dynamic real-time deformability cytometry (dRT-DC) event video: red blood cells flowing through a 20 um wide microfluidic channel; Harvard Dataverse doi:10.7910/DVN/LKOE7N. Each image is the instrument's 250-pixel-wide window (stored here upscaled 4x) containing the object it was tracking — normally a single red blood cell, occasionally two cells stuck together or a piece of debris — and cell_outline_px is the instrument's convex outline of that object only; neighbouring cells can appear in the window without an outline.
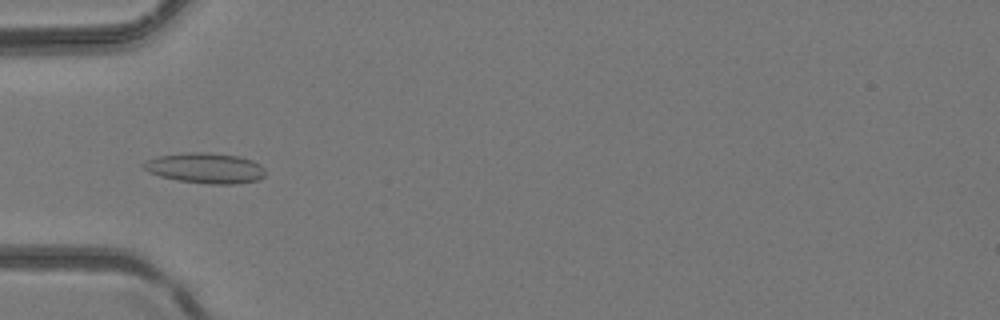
{"species": "common noctule bat (a hibernating species)", "species_latin": "Nyctalus noctula", "temperature_condition": "room temperature", "stored_images_in_passage": 6, "camera_frame_rate_fps": 3000, "um_per_image_px": 0.085, "animal": {"sex": "female", "body_mass_g": 24.6, "forearm_length_mm": 56.2}, "frame": {"image": 1, "passage_image": 4, "time_ms": 1.0, "image_size_px": [1000, 320], "cell_outline_px": [[264, 176], [256, 180], [236, 184], [212, 184], [176, 180], [160, 176], [148, 172], [140, 164], [156, 156], [192, 152], [208, 152], [240, 156], [252, 160], [260, 164], [264, 168]], "centroid_in_image_um": [17.45, 14.28], "position_along_channel_um": 67.6, "area_um2": 21.62}}
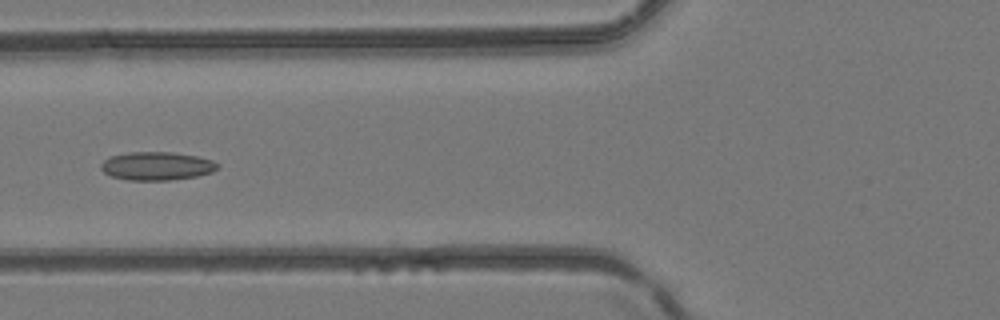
{"frame": {"image": 2, "passage_image": 5, "time_ms": 1.333, "image_size_px": [1000, 320], "cell_outline_px": [[220, 164], [212, 172], [196, 176], [168, 180], [128, 180], [112, 176], [104, 172], [100, 168], [100, 164], [104, 160], [112, 156], [128, 152], [172, 152], [196, 156], [212, 160]], "centroid_in_image_um": [13.31, 14.11], "position_along_channel_um": 112.5, "area_um2": 19.13}}
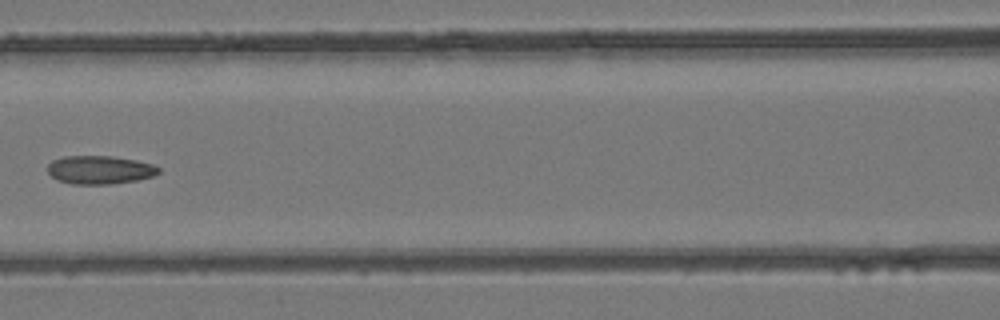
{"frame": {"image": 3, "passage_image": 6, "time_ms": 1.667, "image_size_px": [1000, 320], "cell_outline_px": [[160, 172], [152, 176], [136, 180], [112, 184], [72, 184], [56, 180], [48, 172], [48, 164], [52, 160], [64, 156], [112, 156], [136, 160], [152, 164], [160, 168]], "centroid_in_image_um": [8.46, 14.43], "position_along_channel_um": 158.1, "area_um2": 18.38}}